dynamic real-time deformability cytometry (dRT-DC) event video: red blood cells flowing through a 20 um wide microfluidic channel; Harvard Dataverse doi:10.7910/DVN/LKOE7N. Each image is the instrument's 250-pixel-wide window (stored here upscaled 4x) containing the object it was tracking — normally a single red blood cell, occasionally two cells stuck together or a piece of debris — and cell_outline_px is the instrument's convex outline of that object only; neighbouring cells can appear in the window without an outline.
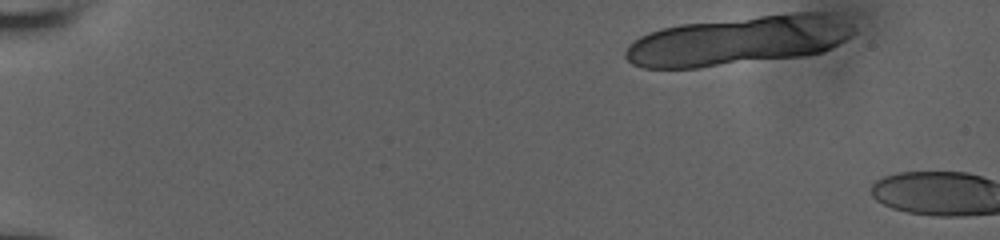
{"species": "human", "species_latin": "Homo sapiens", "temperature_condition": "room temperature", "stored_images_in_passage": 3, "camera_frame_rate_fps": 3000, "um_per_image_px": 0.085, "donor": {"sex": "male"}, "frame": {"image": 1, "passage_image": 1, "time_ms": 0.0, "image_size_px": [1000, 240], "cell_outline_px": [[856, 32], [852, 36], [832, 48], [824, 52], [800, 56], [700, 68], [644, 68], [632, 64], [624, 56], [624, 52], [628, 44], [640, 36], [648, 32], [660, 28], [680, 24], [788, 12], [836, 12], [852, 24]], "centroid_in_image_um": [62.84, 3.42], "position_along_channel_um": 22.2, "area_um2": 66.53}}